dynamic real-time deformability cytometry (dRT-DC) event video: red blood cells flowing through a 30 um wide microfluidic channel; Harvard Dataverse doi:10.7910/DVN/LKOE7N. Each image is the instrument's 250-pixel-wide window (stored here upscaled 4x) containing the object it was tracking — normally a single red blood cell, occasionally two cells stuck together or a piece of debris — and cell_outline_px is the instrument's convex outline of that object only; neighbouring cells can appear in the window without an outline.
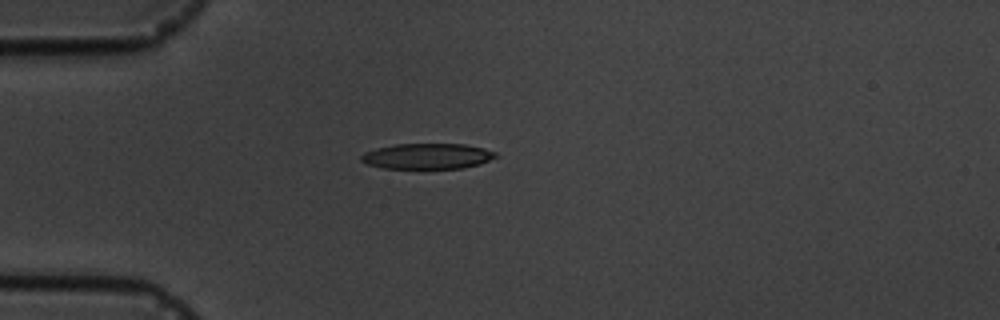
{"species": "common noctule bat (a hibernating species)", "species_latin": "Nyctalus noctula", "temperature_condition": "cold", "stored_images_in_passage": 16, "camera_frame_rate_fps": 3000, "um_per_image_px": 0.085, "animal": {"sex": "male", "body_mass_g": 19.5, "forearm_length_mm": 54.6}, "frame": {"image": 1, "passage_image": 4, "time_ms": 4.333, "image_size_px": [1000, 320], "cell_outline_px": [[496, 156], [480, 164], [464, 168], [384, 168], [368, 164], [360, 160], [360, 156], [364, 152], [376, 148], [396, 144], [464, 144], [484, 148], [496, 152]], "centroid_in_image_um": [36.31, 13.27], "position_along_channel_um": 48.7, "area_um2": 19.94}}
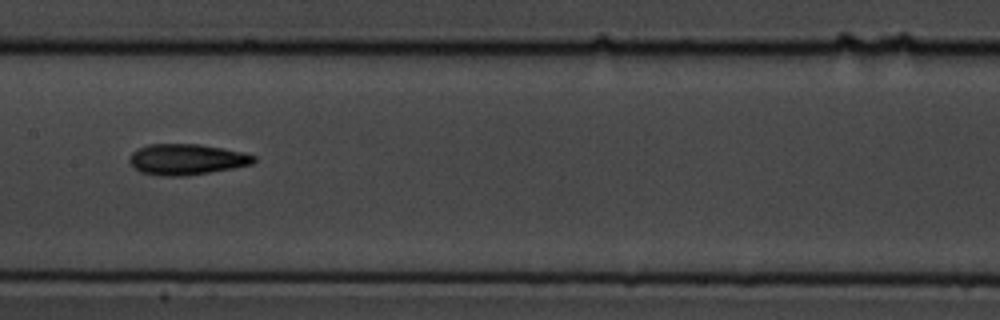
{"frame": {"image": 2, "passage_image": 8, "time_ms": 8.667, "image_size_px": [1000, 320], "cell_outline_px": [[256, 160], [252, 164], [232, 168], [184, 176], [160, 176], [140, 172], [128, 160], [132, 152], [148, 144], [200, 144], [224, 148], [244, 152], [256, 156]], "centroid_in_image_um": [15.88, 13.54], "position_along_channel_um": 191.5, "area_um2": 22.31}}
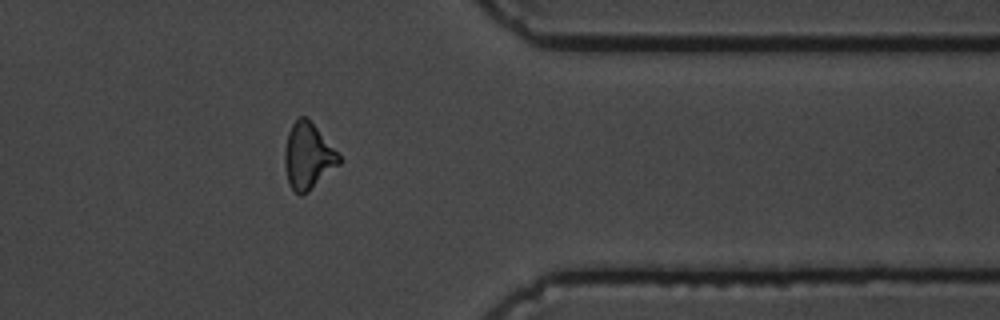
{"frame": {"image": 3, "passage_image": 13, "time_ms": 14.333, "image_size_px": [1000, 320], "cell_outline_px": [[340, 164], [308, 192], [300, 196], [288, 184], [284, 164], [284, 148], [288, 132], [292, 124], [300, 116], [308, 116], [340, 156]], "centroid_in_image_um": [26.16, 13.26], "position_along_channel_um": 385.2, "area_um2": 21.04}, "authors_computed_cell_mechanics": {"area_um2": 20.7502, "velocity_mm_per_s": 3.6387, "shape_relaxation_time_tau1_ms": 5.9556, "shape_relaxation_time_tau2_ms": 2.8242, "deformation_change_tau1": 0.143, "deformation_change_tau2": 0.1116}}